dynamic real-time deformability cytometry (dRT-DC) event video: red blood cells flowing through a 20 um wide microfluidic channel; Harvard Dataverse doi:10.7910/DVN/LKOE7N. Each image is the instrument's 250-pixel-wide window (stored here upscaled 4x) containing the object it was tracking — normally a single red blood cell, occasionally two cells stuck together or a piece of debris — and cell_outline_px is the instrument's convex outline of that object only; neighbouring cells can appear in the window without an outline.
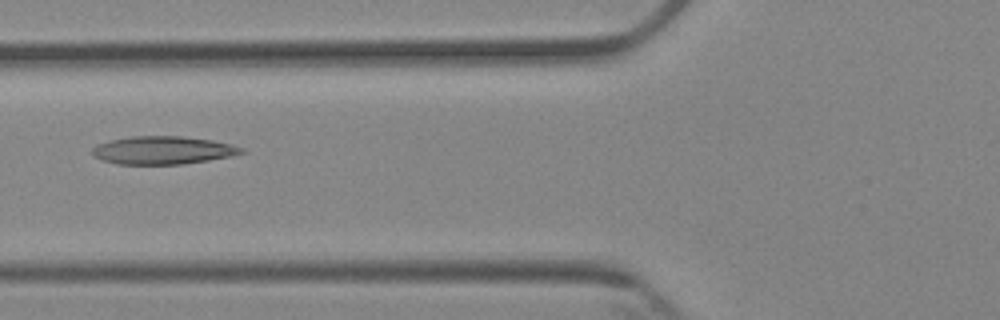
{"species": "Egyptian fruit bat (a non-hibernating species)", "species_latin": "Rousettus aegyptiacus", "temperature_condition": "cold", "stored_images_in_passage": 7, "camera_frame_rate_fps": 3000, "um_per_image_px": 0.085, "animal": {"sex": "female"}, "frame": {"image": 1, "passage_image": 6, "time_ms": 6.0, "image_size_px": [1000, 320], "cell_outline_px": [[248, 152], [232, 156], [184, 164], [116, 164], [100, 160], [92, 156], [92, 148], [96, 144], [112, 140], [132, 136], [180, 136], [212, 140], [232, 144], [244, 148]], "centroid_in_image_um": [13.85, 12.77], "position_along_channel_um": 111.9, "area_um2": 24.57}}
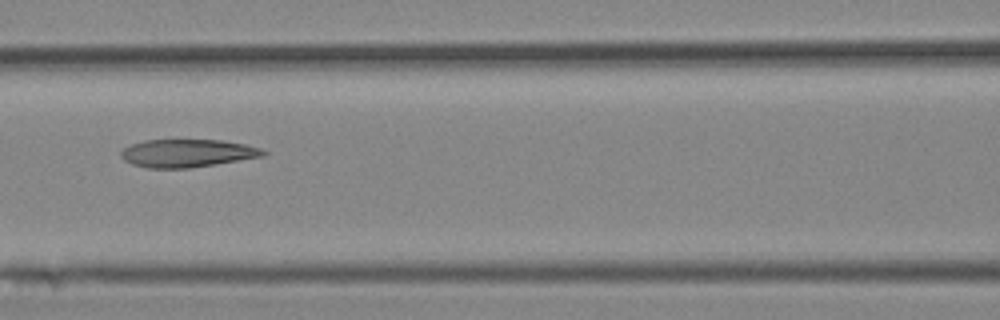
{"frame": {"image": 2, "passage_image": 7, "time_ms": 7.0, "image_size_px": [1000, 320], "cell_outline_px": [[268, 152], [264, 156], [216, 164], [188, 168], [148, 168], [132, 164], [124, 160], [120, 156], [120, 152], [124, 148], [132, 144], [144, 140], [224, 140], [244, 144], [260, 148]], "centroid_in_image_um": [15.92, 13.02], "position_along_channel_um": 150.7, "area_um2": 23.12}}